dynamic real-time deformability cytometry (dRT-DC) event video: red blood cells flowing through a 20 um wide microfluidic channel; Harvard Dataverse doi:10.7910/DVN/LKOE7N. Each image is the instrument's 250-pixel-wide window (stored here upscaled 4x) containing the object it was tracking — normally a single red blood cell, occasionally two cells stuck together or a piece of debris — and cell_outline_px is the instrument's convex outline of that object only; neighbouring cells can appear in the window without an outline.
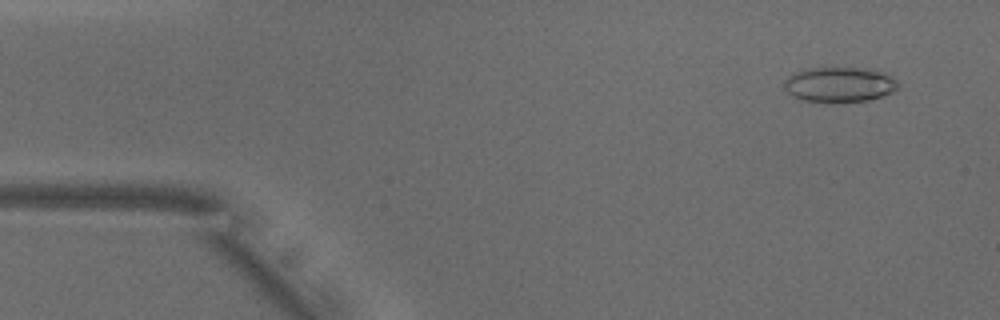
{"species": "common noctule bat (a hibernating species)", "species_latin": "Nyctalus noctula", "temperature_condition": "warm", "stored_images_in_passage": 51, "camera_frame_rate_fps": 3000, "um_per_image_px": 0.085, "animal": {"sex": "male", "body_mass_g": 18.8}, "frame": {"image": 1, "passage_image": 4, "time_ms": 1.0, "image_size_px": [1000, 320], "cell_outline_px": [[900, 84], [892, 92], [868, 100], [804, 100], [792, 96], [784, 88], [784, 80], [792, 72], [804, 68], [872, 68], [888, 72]], "centroid_in_image_um": [71.36, 7.13], "position_along_channel_um": 13.6, "area_um2": 23.06}}
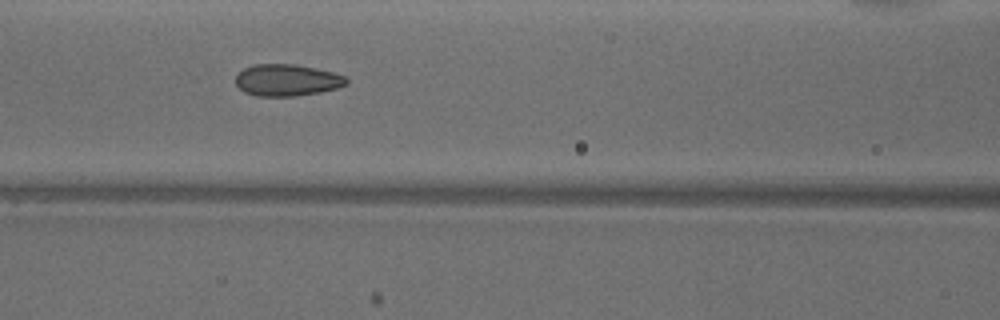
{"frame": {"image": 2, "passage_image": 21, "time_ms": 6.667, "image_size_px": [1000, 320], "cell_outline_px": [[348, 84], [340, 88], [320, 92], [296, 96], [256, 96], [244, 92], [236, 84], [236, 76], [244, 68], [252, 64], [296, 64], [336, 72], [344, 76], [348, 80]], "centroid_in_image_um": [24.43, 6.81], "position_along_channel_um": 142.2, "area_um2": 20.75}}
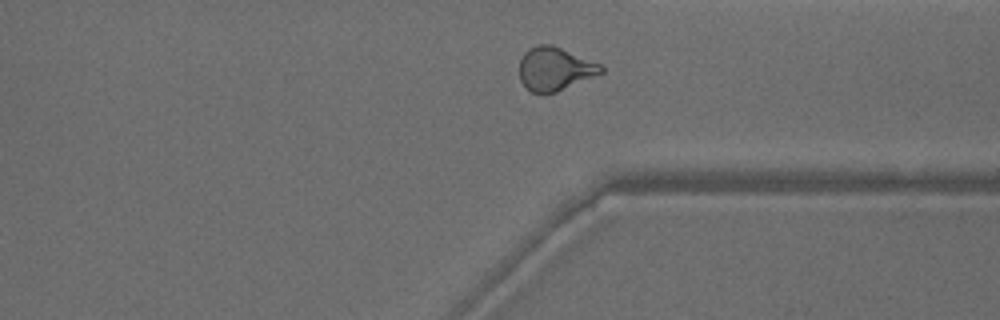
{"frame": {"image": 3, "passage_image": 38, "time_ms": 12.333, "image_size_px": [1000, 320], "cell_outline_px": [[604, 72], [556, 92], [532, 92], [520, 80], [520, 60], [524, 52], [528, 48], [540, 44], [552, 44], [604, 64]], "centroid_in_image_um": [47.2, 5.81], "position_along_channel_um": 364.2, "area_um2": 20.69}, "authors_computed_cell_mechanics": {"area_um2": 21.6172, "velocity_mm_per_s": 3.9357, "shape_relaxation_time_tau1_ms": null, "shape_relaxation_time_tau2_ms": 1.1594, "deformation_change_tau1": null, "deformation_change_tau2": 0.0762}}